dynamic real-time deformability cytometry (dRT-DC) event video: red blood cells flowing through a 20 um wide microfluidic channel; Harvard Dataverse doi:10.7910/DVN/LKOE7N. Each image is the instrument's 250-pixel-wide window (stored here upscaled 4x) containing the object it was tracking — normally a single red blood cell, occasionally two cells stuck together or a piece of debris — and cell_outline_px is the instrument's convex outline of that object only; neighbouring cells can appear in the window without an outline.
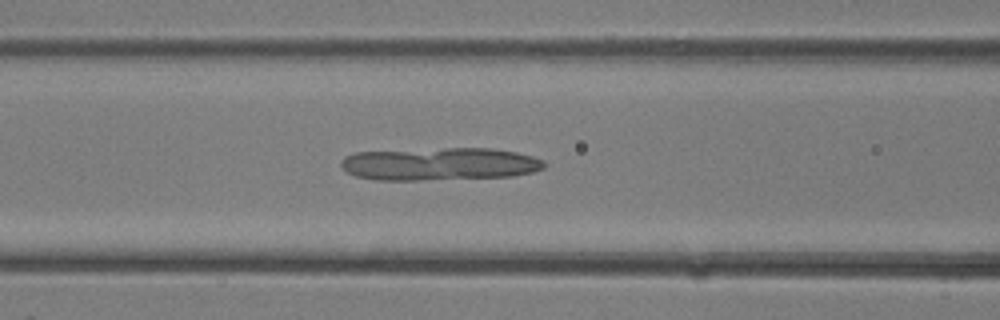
{"species": "common noctule bat (a hibernating species)", "species_latin": "Nyctalus noctula", "temperature_condition": "room temperature", "stored_images_in_passage": 34, "segment_of_instrument_passage": [1, 2], "camera_frame_rate_fps": 3000, "um_per_image_px": 0.085, "animal": {"sex": "female"}, "frame": {"image": 1, "passage_image": 13, "time_ms": 4.0, "image_size_px": [1000, 320], "cell_outline_px": [[548, 164], [544, 168], [532, 172], [512, 176], [416, 180], [376, 180], [356, 176], [348, 172], [340, 164], [340, 160], [344, 156], [356, 152], [444, 148], [492, 148], [516, 152], [532, 156], [544, 160]], "centroid_in_image_um": [37.38, 13.93], "position_along_channel_um": 129.2, "area_um2": 38.84}}
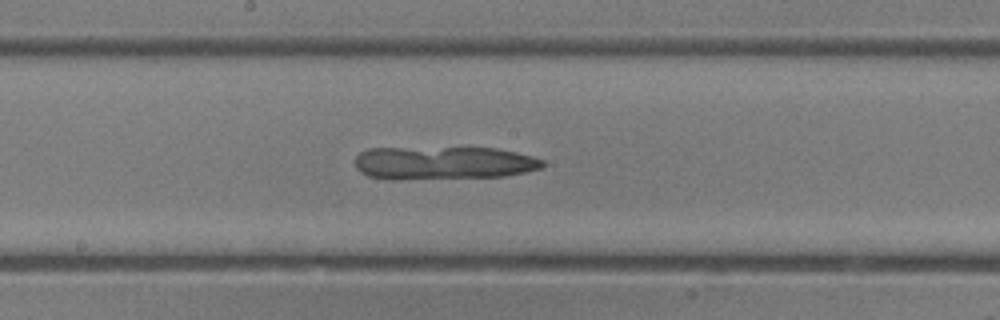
{"frame": {"image": 2, "passage_image": 17, "time_ms": 5.333, "image_size_px": [1000, 320], "cell_outline_px": [[544, 164], [540, 168], [524, 172], [504, 176], [400, 180], [392, 180], [368, 176], [360, 172], [356, 168], [356, 156], [360, 152], [368, 148], [496, 148], [516, 152], [532, 156], [544, 160]], "centroid_in_image_um": [37.65, 13.86], "position_along_channel_um": 210.5, "area_um2": 36.41}}
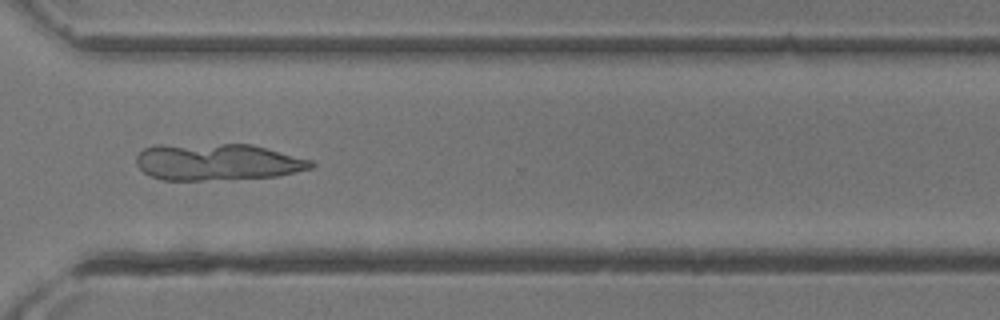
{"frame": {"image": 3, "passage_image": 24, "time_ms": 7.667, "image_size_px": [1000, 320], "cell_outline_px": [[316, 164], [312, 168], [276, 176], [236, 180], [164, 180], [148, 176], [136, 164], [136, 156], [144, 148], [156, 144], [252, 144], [312, 160]], "centroid_in_image_um": [18.46, 13.77], "position_along_channel_um": 352.1, "area_um2": 38.03}}